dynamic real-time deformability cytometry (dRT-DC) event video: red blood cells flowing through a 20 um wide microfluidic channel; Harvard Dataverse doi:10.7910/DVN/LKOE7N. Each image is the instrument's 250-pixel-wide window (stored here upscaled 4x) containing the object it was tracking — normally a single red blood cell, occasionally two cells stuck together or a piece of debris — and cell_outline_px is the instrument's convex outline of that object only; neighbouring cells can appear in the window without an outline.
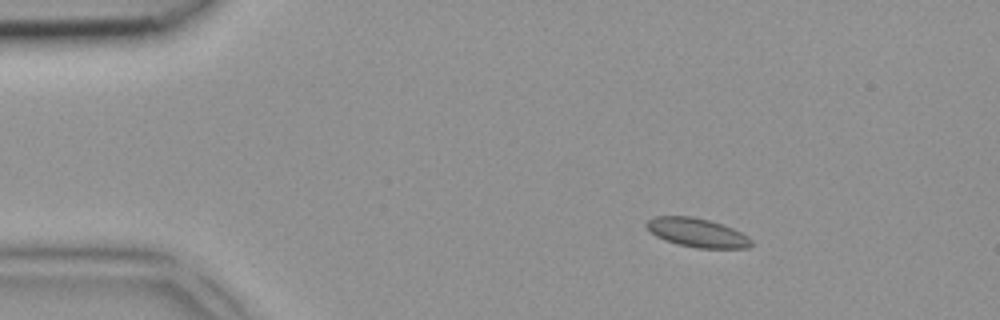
{"species": "common noctule bat (a hibernating species)", "species_latin": "Nyctalus noctula", "temperature_condition": "room temperature", "stored_images_in_passage": 6, "camera_frame_rate_fps": 3000, "um_per_image_px": 0.085, "animal": {"sex": "female", "body_mass_g": 18.4}, "frame": {"image": 1, "passage_image": 2, "time_ms": 0.333, "image_size_px": [1000, 320], "cell_outline_px": [[752, 244], [748, 248], [696, 248], [664, 240], [656, 236], [644, 224], [648, 220], [656, 216], [692, 216], [708, 220], [732, 228], [748, 236], [752, 240]], "centroid_in_image_um": [59.26, 19.77], "position_along_channel_um": 25.7, "area_um2": 17.46}}
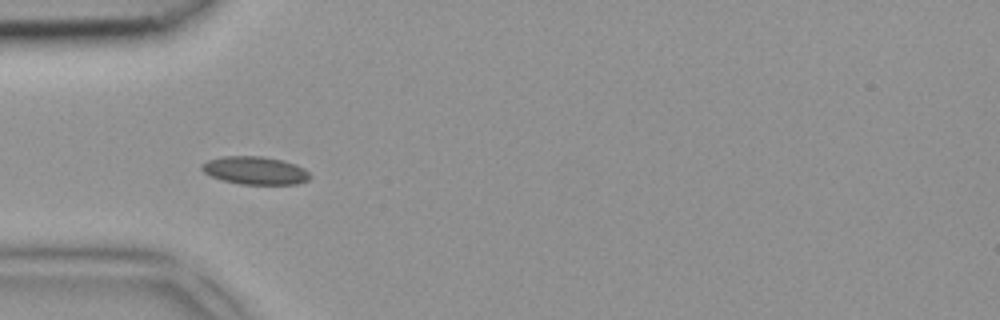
{"frame": {"image": 2, "passage_image": 4, "time_ms": 1.0, "image_size_px": [1000, 320], "cell_outline_px": [[312, 176], [308, 180], [296, 184], [240, 184], [220, 180], [204, 172], [200, 168], [200, 164], [208, 160], [224, 156], [260, 156], [284, 160], [296, 164], [304, 168]], "centroid_in_image_um": [21.68, 14.49], "position_along_channel_um": 63.3, "area_um2": 17.74}}
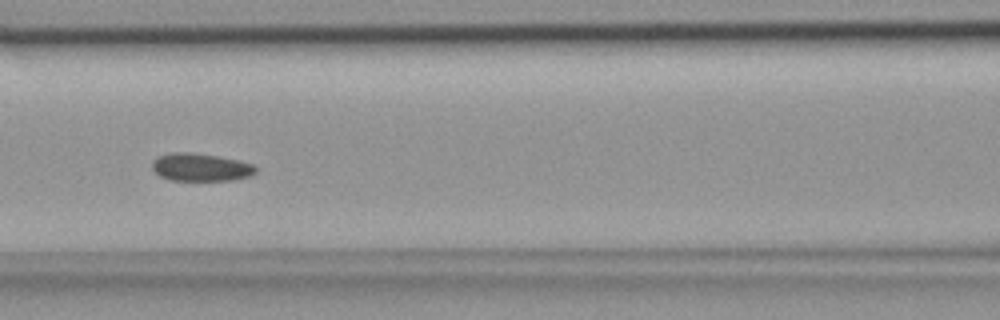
{"frame": {"image": 3, "passage_image": 6, "time_ms": 1.667, "image_size_px": [1000, 320], "cell_outline_px": [[256, 172], [252, 176], [232, 180], [168, 180], [160, 176], [152, 168], [152, 160], [156, 156], [172, 152], [192, 152], [216, 156], [236, 160], [252, 164], [256, 168]], "centroid_in_image_um": [17.02, 14.21], "position_along_channel_um": 149.6, "area_um2": 16.82}}